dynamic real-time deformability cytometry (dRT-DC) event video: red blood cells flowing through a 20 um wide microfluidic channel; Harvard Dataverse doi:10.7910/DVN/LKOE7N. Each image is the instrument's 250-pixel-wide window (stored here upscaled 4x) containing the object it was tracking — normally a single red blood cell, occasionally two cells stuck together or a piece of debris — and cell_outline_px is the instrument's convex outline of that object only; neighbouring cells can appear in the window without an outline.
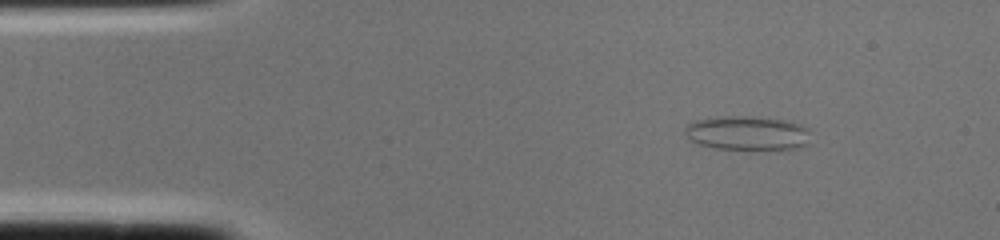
{"species": "common noctule bat (a hibernating species)", "species_latin": "Nyctalus noctula", "temperature_condition": "cold", "stored_images_in_passage": 1, "camera_frame_rate_fps": 3000, "um_per_image_px": 0.085, "animal": {"sex": "female", "body_mass_g": 22.0, "forearm_length_mm": 56.7}, "frame": {"image": 1, "passage_image": 1, "time_ms": 0.0, "image_size_px": [1000, 240], "cell_outline_px": [[808, 144], [800, 148], [716, 148], [700, 144], [688, 140], [684, 132], [684, 128], [692, 120], [724, 116], [748, 116], [788, 120], [800, 124], [808, 128]], "centroid_in_image_um": [63.49, 11.28], "position_along_channel_um": 21.5, "area_um2": 24.85}}